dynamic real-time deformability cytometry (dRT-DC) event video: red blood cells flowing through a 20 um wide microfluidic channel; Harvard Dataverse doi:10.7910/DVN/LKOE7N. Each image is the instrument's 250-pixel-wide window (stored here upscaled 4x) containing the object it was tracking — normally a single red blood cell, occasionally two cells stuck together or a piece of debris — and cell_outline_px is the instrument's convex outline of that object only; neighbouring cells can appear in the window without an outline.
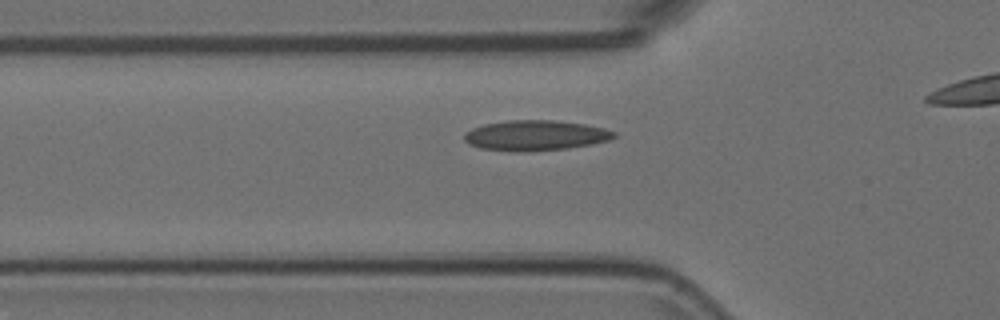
{"species": "Egyptian fruit bat (a non-hibernating species)", "species_latin": "Rousettus aegyptiacus", "temperature_condition": "room temperature", "stored_images_in_passage": 29, "camera_frame_rate_fps": 3000, "um_per_image_px": 0.085, "animal": {"sex": "female"}, "frame": {"image": 1, "passage_image": 3, "time_ms": 0.667, "image_size_px": [1000, 320], "cell_outline_px": [[616, 136], [608, 140], [592, 144], [564, 148], [480, 148], [468, 144], [464, 140], [464, 132], [472, 128], [484, 124], [508, 120], [552, 120], [584, 124], [604, 128], [616, 132]], "centroid_in_image_um": [45.53, 11.45], "position_along_channel_um": 80.3, "area_um2": 25.09}}
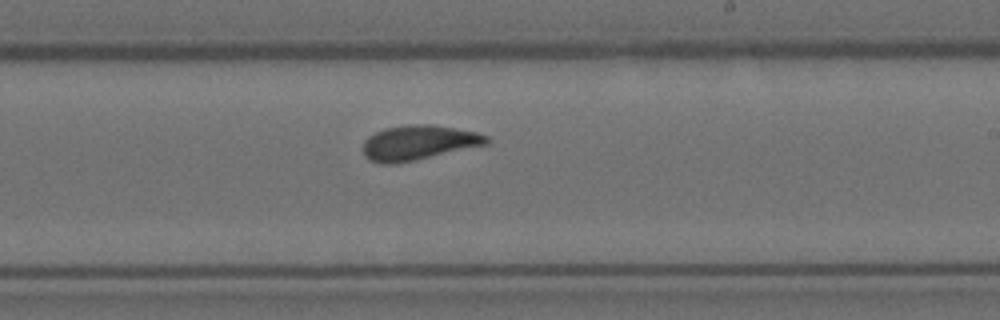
{"frame": {"image": 2, "passage_image": 17, "time_ms": 5.333, "image_size_px": [1000, 320], "cell_outline_px": [[488, 144], [416, 160], [396, 164], [380, 164], [368, 160], [364, 156], [364, 140], [368, 136], [384, 128], [408, 124], [432, 124], [476, 132], [488, 136]], "centroid_in_image_um": [35.54, 12.13], "position_along_channel_um": 253.5, "area_um2": 25.14}}
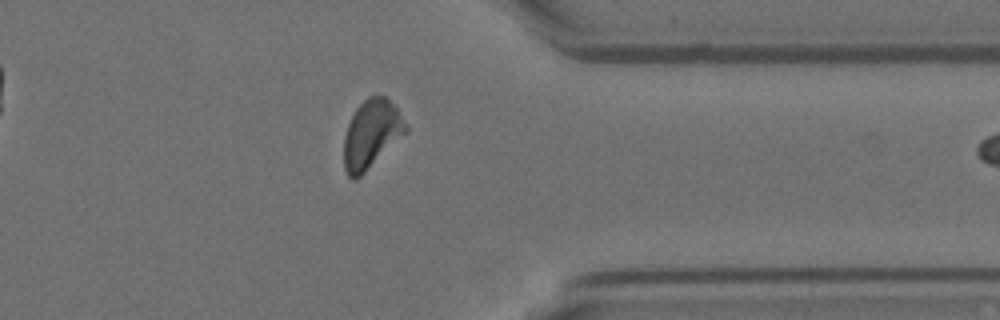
{"frame": {"image": 3, "passage_image": 28, "time_ms": 9.0, "image_size_px": [1000, 320], "cell_outline_px": [[408, 132], [356, 180], [352, 180], [348, 176], [344, 168], [344, 136], [348, 124], [356, 108], [368, 96], [384, 96], [396, 108], [408, 128]], "centroid_in_image_um": [31.55, 11.43], "position_along_channel_um": 379.8, "area_um2": 24.45}}